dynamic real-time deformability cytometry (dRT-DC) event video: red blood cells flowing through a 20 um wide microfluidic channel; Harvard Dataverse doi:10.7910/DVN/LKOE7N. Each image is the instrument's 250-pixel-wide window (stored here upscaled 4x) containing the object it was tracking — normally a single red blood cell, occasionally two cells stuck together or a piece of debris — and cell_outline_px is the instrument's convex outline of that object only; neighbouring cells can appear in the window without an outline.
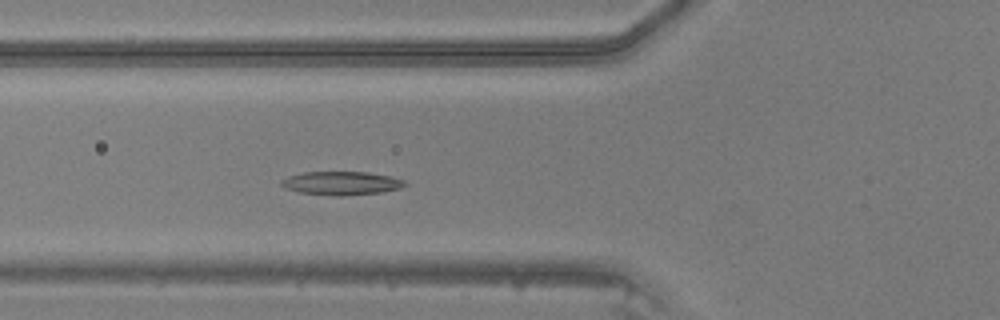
{"species": "common noctule bat (a hibernating species)", "species_latin": "Nyctalus noctula", "temperature_condition": "warm", "stored_images_in_passage": 44, "camera_frame_rate_fps": 3000, "um_per_image_px": 0.085, "animal": {"sex": "male", "body_mass_g": 20.5, "forearm_length_mm": 52.5}, "frame": {"image": 1, "passage_image": 15, "time_ms": 4.667, "image_size_px": [1000, 320], "cell_outline_px": [[408, 184], [400, 188], [380, 192], [340, 196], [336, 196], [300, 192], [288, 188], [280, 184], [280, 180], [288, 176], [304, 172], [368, 172], [392, 176], [404, 180]], "centroid_in_image_um": [29.05, 15.56], "position_along_channel_um": 96.8, "area_um2": 16.82}}
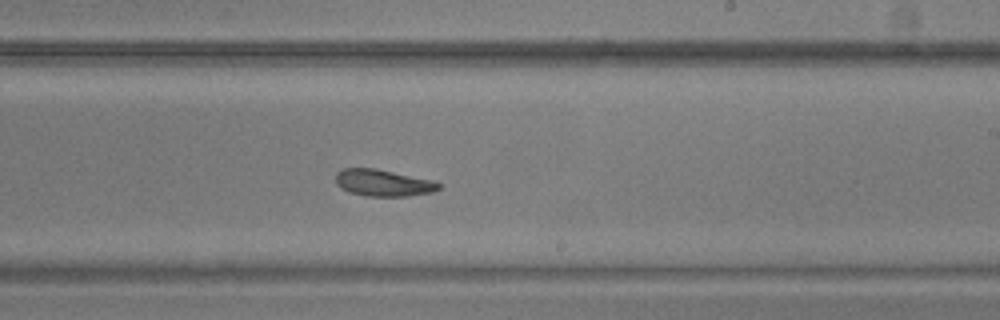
{"frame": {"image": 2, "passage_image": 26, "time_ms": 8.333, "image_size_px": [1000, 320], "cell_outline_px": [[440, 188], [432, 192], [408, 196], [364, 196], [348, 192], [340, 188], [336, 184], [336, 172], [344, 168], [376, 168], [432, 180], [440, 184]], "centroid_in_image_um": [32.53, 15.54], "position_along_channel_um": 256.5, "area_um2": 16.13}}
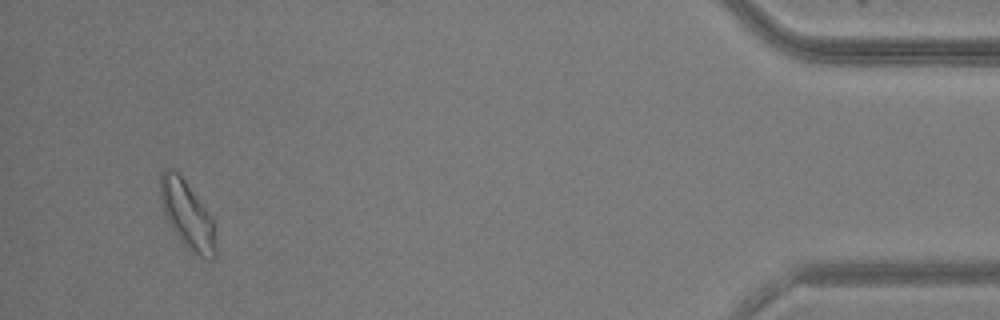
{"frame": {"image": 3, "passage_image": 42, "time_ms": 13.667, "image_size_px": [1000, 320], "cell_outline_px": [[216, 256], [212, 260], [208, 260], [200, 256], [176, 232], [168, 220], [164, 212], [160, 196], [160, 172], [164, 168], [172, 168], [184, 180], [208, 212], [212, 220], [216, 248]], "centroid_in_image_um": [15.91, 18.2], "position_along_channel_um": 419.3, "area_um2": 20.69}}